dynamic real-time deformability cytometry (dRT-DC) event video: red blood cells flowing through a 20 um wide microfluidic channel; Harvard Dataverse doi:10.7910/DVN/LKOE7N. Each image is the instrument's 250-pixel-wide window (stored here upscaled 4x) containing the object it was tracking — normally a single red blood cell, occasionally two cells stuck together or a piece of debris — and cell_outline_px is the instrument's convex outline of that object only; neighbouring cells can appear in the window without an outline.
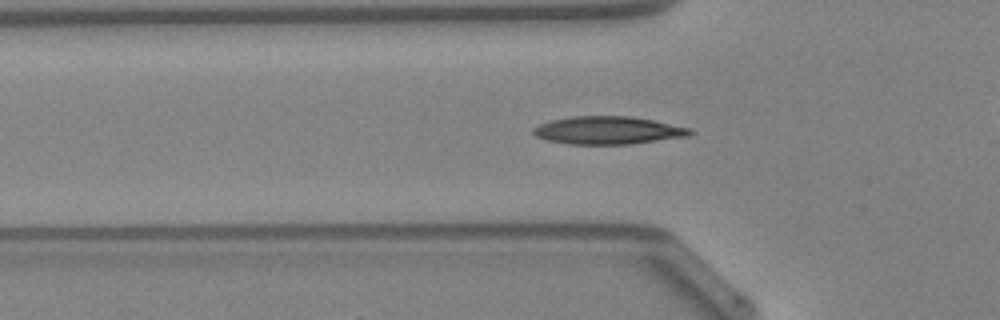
{"species": "Egyptian fruit bat (a non-hibernating species)", "species_latin": "Rousettus aegyptiacus", "temperature_condition": "warm", "stored_images_in_passage": 39, "camera_frame_rate_fps": 3000, "um_per_image_px": 0.085, "animal": {"sex": "female"}, "frame": {"image": 1, "passage_image": 6, "time_ms": 1.667, "image_size_px": [1000, 320], "cell_outline_px": [[692, 132], [688, 136], [632, 144], [568, 144], [548, 140], [536, 136], [532, 132], [532, 128], [540, 124], [552, 120], [572, 116], [632, 116], [692, 128]], "centroid_in_image_um": [51.68, 11.08], "position_along_channel_um": 74.1, "area_um2": 25.37}, "authors_computed_cell_mechanics": {"area_um2": 23.409, "velocity_mm_per_s": 4.2844, "shape_relaxation_time_tau1_ms": 4.7841, "shape_relaxation_time_tau2_ms": 2.1237, "deformation_change_tau1": 0.1751, "deformation_change_tau2": 0.0826}}